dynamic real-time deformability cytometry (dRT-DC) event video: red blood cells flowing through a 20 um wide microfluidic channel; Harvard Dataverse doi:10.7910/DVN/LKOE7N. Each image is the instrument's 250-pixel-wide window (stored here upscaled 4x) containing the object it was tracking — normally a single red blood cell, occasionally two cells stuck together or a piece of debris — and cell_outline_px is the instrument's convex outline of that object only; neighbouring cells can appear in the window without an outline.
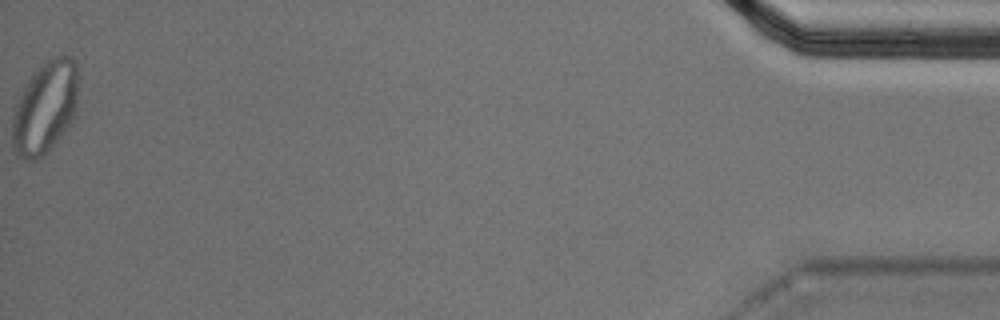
{"species": "Egyptian fruit bat (a non-hibernating species)", "species_latin": "Rousettus aegyptiacus", "temperature_condition": "cold", "stored_images_in_passage": 58, "segment_of_instrument_passage": [2, 2], "camera_frame_rate_fps": 3000, "um_per_image_px": 0.085, "animal": {"sex": "male"}, "frame": {"image": 1, "passage_image": 58, "time_ms": 19.0, "image_size_px": [1000, 320], "cell_outline_px": [[76, 116], [48, 152], [44, 156], [36, 160], [28, 160], [16, 152], [12, 148], [12, 116], [16, 104], [24, 88], [32, 76], [52, 56], [72, 56], [76, 60]], "centroid_in_image_um": [3.83, 9.18], "position_along_channel_um": 431.4, "area_um2": 35.03}}